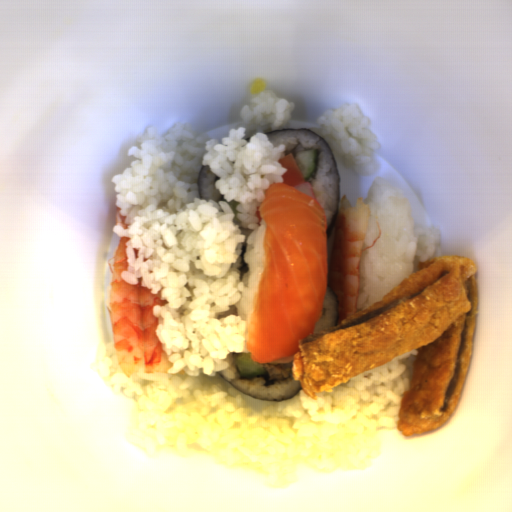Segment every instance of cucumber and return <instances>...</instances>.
Here are the masks:
<instances>
[{"label": "cucumber", "mask_w": 512, "mask_h": 512, "mask_svg": "<svg viewBox=\"0 0 512 512\" xmlns=\"http://www.w3.org/2000/svg\"><path fill=\"white\" fill-rule=\"evenodd\" d=\"M234 369L238 372L239 379L250 380L266 374L263 363L252 358L249 353H234L232 357Z\"/></svg>", "instance_id": "cucumber-1"}, {"label": "cucumber", "mask_w": 512, "mask_h": 512, "mask_svg": "<svg viewBox=\"0 0 512 512\" xmlns=\"http://www.w3.org/2000/svg\"><path fill=\"white\" fill-rule=\"evenodd\" d=\"M320 159L319 149L300 150L295 154L293 160L303 176L302 182L316 175Z\"/></svg>", "instance_id": "cucumber-2"}, {"label": "cucumber", "mask_w": 512, "mask_h": 512, "mask_svg": "<svg viewBox=\"0 0 512 512\" xmlns=\"http://www.w3.org/2000/svg\"><path fill=\"white\" fill-rule=\"evenodd\" d=\"M227 204H228V206H230V208H231V210H232V213H233V215H234V218H233L234 222L240 223L241 221H240V220L238 219V217H237V215H238V214H241V213H240V211H237V208H238V206H239V204H240V203H239V202H237L236 200H233V199H232V200H231L229 203H227Z\"/></svg>", "instance_id": "cucumber-3"}]
</instances>
